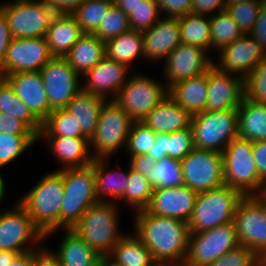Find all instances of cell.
I'll use <instances>...</instances> for the list:
<instances>
[{
	"instance_id": "obj_1",
	"label": "cell",
	"mask_w": 266,
	"mask_h": 266,
	"mask_svg": "<svg viewBox=\"0 0 266 266\" xmlns=\"http://www.w3.org/2000/svg\"><path fill=\"white\" fill-rule=\"evenodd\" d=\"M134 212V234L150 250L154 261L184 264L188 252V223L160 217L145 209Z\"/></svg>"
},
{
	"instance_id": "obj_2",
	"label": "cell",
	"mask_w": 266,
	"mask_h": 266,
	"mask_svg": "<svg viewBox=\"0 0 266 266\" xmlns=\"http://www.w3.org/2000/svg\"><path fill=\"white\" fill-rule=\"evenodd\" d=\"M64 195L63 169L48 172L18 201L45 239L59 230V213ZM48 236V237H47Z\"/></svg>"
},
{
	"instance_id": "obj_3",
	"label": "cell",
	"mask_w": 266,
	"mask_h": 266,
	"mask_svg": "<svg viewBox=\"0 0 266 266\" xmlns=\"http://www.w3.org/2000/svg\"><path fill=\"white\" fill-rule=\"evenodd\" d=\"M117 203L103 202L92 205L73 225V230L101 257H106L125 235L120 232Z\"/></svg>"
},
{
	"instance_id": "obj_4",
	"label": "cell",
	"mask_w": 266,
	"mask_h": 266,
	"mask_svg": "<svg viewBox=\"0 0 266 266\" xmlns=\"http://www.w3.org/2000/svg\"><path fill=\"white\" fill-rule=\"evenodd\" d=\"M64 195L59 213V229H71L99 200L95 187L94 161L84 167L63 169Z\"/></svg>"
},
{
	"instance_id": "obj_5",
	"label": "cell",
	"mask_w": 266,
	"mask_h": 266,
	"mask_svg": "<svg viewBox=\"0 0 266 266\" xmlns=\"http://www.w3.org/2000/svg\"><path fill=\"white\" fill-rule=\"evenodd\" d=\"M243 197L240 191L227 185L199 192L188 221L189 233L203 232L233 222Z\"/></svg>"
},
{
	"instance_id": "obj_6",
	"label": "cell",
	"mask_w": 266,
	"mask_h": 266,
	"mask_svg": "<svg viewBox=\"0 0 266 266\" xmlns=\"http://www.w3.org/2000/svg\"><path fill=\"white\" fill-rule=\"evenodd\" d=\"M252 147V141L238 136L222 152L224 183L244 196L259 195L264 185L257 171Z\"/></svg>"
},
{
	"instance_id": "obj_7",
	"label": "cell",
	"mask_w": 266,
	"mask_h": 266,
	"mask_svg": "<svg viewBox=\"0 0 266 266\" xmlns=\"http://www.w3.org/2000/svg\"><path fill=\"white\" fill-rule=\"evenodd\" d=\"M13 38L44 37L60 13L45 0H13L0 4Z\"/></svg>"
},
{
	"instance_id": "obj_8",
	"label": "cell",
	"mask_w": 266,
	"mask_h": 266,
	"mask_svg": "<svg viewBox=\"0 0 266 266\" xmlns=\"http://www.w3.org/2000/svg\"><path fill=\"white\" fill-rule=\"evenodd\" d=\"M238 126V108L219 112L205 110L192 115L194 148L222 153L238 137Z\"/></svg>"
},
{
	"instance_id": "obj_9",
	"label": "cell",
	"mask_w": 266,
	"mask_h": 266,
	"mask_svg": "<svg viewBox=\"0 0 266 266\" xmlns=\"http://www.w3.org/2000/svg\"><path fill=\"white\" fill-rule=\"evenodd\" d=\"M133 122L115 100L108 99L101 109L95 134L90 139L93 157L111 158L122 146L126 148Z\"/></svg>"
},
{
	"instance_id": "obj_10",
	"label": "cell",
	"mask_w": 266,
	"mask_h": 266,
	"mask_svg": "<svg viewBox=\"0 0 266 266\" xmlns=\"http://www.w3.org/2000/svg\"><path fill=\"white\" fill-rule=\"evenodd\" d=\"M167 96V85L135 72L130 75L114 100L134 122H142Z\"/></svg>"
},
{
	"instance_id": "obj_11",
	"label": "cell",
	"mask_w": 266,
	"mask_h": 266,
	"mask_svg": "<svg viewBox=\"0 0 266 266\" xmlns=\"http://www.w3.org/2000/svg\"><path fill=\"white\" fill-rule=\"evenodd\" d=\"M12 207L0 211V250L21 254L38 249L45 236L18 201Z\"/></svg>"
},
{
	"instance_id": "obj_12",
	"label": "cell",
	"mask_w": 266,
	"mask_h": 266,
	"mask_svg": "<svg viewBox=\"0 0 266 266\" xmlns=\"http://www.w3.org/2000/svg\"><path fill=\"white\" fill-rule=\"evenodd\" d=\"M234 221L198 233H189L183 266H207L239 246Z\"/></svg>"
},
{
	"instance_id": "obj_13",
	"label": "cell",
	"mask_w": 266,
	"mask_h": 266,
	"mask_svg": "<svg viewBox=\"0 0 266 266\" xmlns=\"http://www.w3.org/2000/svg\"><path fill=\"white\" fill-rule=\"evenodd\" d=\"M181 169L184 185L197 193L225 185L221 152L194 148L181 160Z\"/></svg>"
},
{
	"instance_id": "obj_14",
	"label": "cell",
	"mask_w": 266,
	"mask_h": 266,
	"mask_svg": "<svg viewBox=\"0 0 266 266\" xmlns=\"http://www.w3.org/2000/svg\"><path fill=\"white\" fill-rule=\"evenodd\" d=\"M237 239L256 255L266 248V204L258 195L244 196L234 216Z\"/></svg>"
},
{
	"instance_id": "obj_15",
	"label": "cell",
	"mask_w": 266,
	"mask_h": 266,
	"mask_svg": "<svg viewBox=\"0 0 266 266\" xmlns=\"http://www.w3.org/2000/svg\"><path fill=\"white\" fill-rule=\"evenodd\" d=\"M40 73L49 107L52 110L65 108L82 89L80 75L74 71L65 58L53 57L40 70Z\"/></svg>"
},
{
	"instance_id": "obj_16",
	"label": "cell",
	"mask_w": 266,
	"mask_h": 266,
	"mask_svg": "<svg viewBox=\"0 0 266 266\" xmlns=\"http://www.w3.org/2000/svg\"><path fill=\"white\" fill-rule=\"evenodd\" d=\"M52 58L45 36L13 38L0 70L4 75L40 71Z\"/></svg>"
},
{
	"instance_id": "obj_17",
	"label": "cell",
	"mask_w": 266,
	"mask_h": 266,
	"mask_svg": "<svg viewBox=\"0 0 266 266\" xmlns=\"http://www.w3.org/2000/svg\"><path fill=\"white\" fill-rule=\"evenodd\" d=\"M208 53L198 46L180 43L164 61L163 75L167 87L170 89L180 81L206 73L213 66Z\"/></svg>"
},
{
	"instance_id": "obj_18",
	"label": "cell",
	"mask_w": 266,
	"mask_h": 266,
	"mask_svg": "<svg viewBox=\"0 0 266 266\" xmlns=\"http://www.w3.org/2000/svg\"><path fill=\"white\" fill-rule=\"evenodd\" d=\"M217 53L219 61H214L213 66L222 73L238 75L243 79L260 62L266 60V52L249 34H244Z\"/></svg>"
},
{
	"instance_id": "obj_19",
	"label": "cell",
	"mask_w": 266,
	"mask_h": 266,
	"mask_svg": "<svg viewBox=\"0 0 266 266\" xmlns=\"http://www.w3.org/2000/svg\"><path fill=\"white\" fill-rule=\"evenodd\" d=\"M197 195L196 191L185 185L155 188L145 210L160 217H169L188 223Z\"/></svg>"
},
{
	"instance_id": "obj_20",
	"label": "cell",
	"mask_w": 266,
	"mask_h": 266,
	"mask_svg": "<svg viewBox=\"0 0 266 266\" xmlns=\"http://www.w3.org/2000/svg\"><path fill=\"white\" fill-rule=\"evenodd\" d=\"M208 98L206 111H226L238 108L244 98V79L222 73L212 66L207 71Z\"/></svg>"
},
{
	"instance_id": "obj_21",
	"label": "cell",
	"mask_w": 266,
	"mask_h": 266,
	"mask_svg": "<svg viewBox=\"0 0 266 266\" xmlns=\"http://www.w3.org/2000/svg\"><path fill=\"white\" fill-rule=\"evenodd\" d=\"M130 69L127 65L115 62L105 56L95 67L83 75L86 83H83L82 90L114 100L122 86L128 81ZM110 95L113 97H109Z\"/></svg>"
},
{
	"instance_id": "obj_22",
	"label": "cell",
	"mask_w": 266,
	"mask_h": 266,
	"mask_svg": "<svg viewBox=\"0 0 266 266\" xmlns=\"http://www.w3.org/2000/svg\"><path fill=\"white\" fill-rule=\"evenodd\" d=\"M5 80L10 84L16 96L43 123L53 110L49 107L40 71L12 73L5 75Z\"/></svg>"
},
{
	"instance_id": "obj_23",
	"label": "cell",
	"mask_w": 266,
	"mask_h": 266,
	"mask_svg": "<svg viewBox=\"0 0 266 266\" xmlns=\"http://www.w3.org/2000/svg\"><path fill=\"white\" fill-rule=\"evenodd\" d=\"M142 33L147 61H165L181 43L178 18L161 17L150 29Z\"/></svg>"
},
{
	"instance_id": "obj_24",
	"label": "cell",
	"mask_w": 266,
	"mask_h": 266,
	"mask_svg": "<svg viewBox=\"0 0 266 266\" xmlns=\"http://www.w3.org/2000/svg\"><path fill=\"white\" fill-rule=\"evenodd\" d=\"M48 144L55 158L62 165L61 169L91 165L94 157L87 137H37Z\"/></svg>"
},
{
	"instance_id": "obj_25",
	"label": "cell",
	"mask_w": 266,
	"mask_h": 266,
	"mask_svg": "<svg viewBox=\"0 0 266 266\" xmlns=\"http://www.w3.org/2000/svg\"><path fill=\"white\" fill-rule=\"evenodd\" d=\"M191 117L183 107H180L170 96H167L142 122L156 134H170L189 128Z\"/></svg>"
},
{
	"instance_id": "obj_26",
	"label": "cell",
	"mask_w": 266,
	"mask_h": 266,
	"mask_svg": "<svg viewBox=\"0 0 266 266\" xmlns=\"http://www.w3.org/2000/svg\"><path fill=\"white\" fill-rule=\"evenodd\" d=\"M106 101L105 97L81 89L65 107L74 116L82 134L89 140L95 134L99 115Z\"/></svg>"
},
{
	"instance_id": "obj_27",
	"label": "cell",
	"mask_w": 266,
	"mask_h": 266,
	"mask_svg": "<svg viewBox=\"0 0 266 266\" xmlns=\"http://www.w3.org/2000/svg\"><path fill=\"white\" fill-rule=\"evenodd\" d=\"M108 159L109 158L94 159L96 194L99 201L110 203L115 202L118 204V201L121 199L129 185V166L127 171L124 172L121 170L119 171L118 169L116 171L108 170L107 164L110 165ZM105 196H109V199Z\"/></svg>"
},
{
	"instance_id": "obj_28",
	"label": "cell",
	"mask_w": 266,
	"mask_h": 266,
	"mask_svg": "<svg viewBox=\"0 0 266 266\" xmlns=\"http://www.w3.org/2000/svg\"><path fill=\"white\" fill-rule=\"evenodd\" d=\"M207 86L206 72L174 84L169 89V96L192 116L205 111L208 98Z\"/></svg>"
},
{
	"instance_id": "obj_29",
	"label": "cell",
	"mask_w": 266,
	"mask_h": 266,
	"mask_svg": "<svg viewBox=\"0 0 266 266\" xmlns=\"http://www.w3.org/2000/svg\"><path fill=\"white\" fill-rule=\"evenodd\" d=\"M83 34L72 14H60L45 37L52 56L64 58Z\"/></svg>"
},
{
	"instance_id": "obj_30",
	"label": "cell",
	"mask_w": 266,
	"mask_h": 266,
	"mask_svg": "<svg viewBox=\"0 0 266 266\" xmlns=\"http://www.w3.org/2000/svg\"><path fill=\"white\" fill-rule=\"evenodd\" d=\"M105 56V42L95 34L84 33L64 58L76 73L83 76Z\"/></svg>"
},
{
	"instance_id": "obj_31",
	"label": "cell",
	"mask_w": 266,
	"mask_h": 266,
	"mask_svg": "<svg viewBox=\"0 0 266 266\" xmlns=\"http://www.w3.org/2000/svg\"><path fill=\"white\" fill-rule=\"evenodd\" d=\"M62 241L53 253L61 266H97L101 256L71 229H64Z\"/></svg>"
},
{
	"instance_id": "obj_32",
	"label": "cell",
	"mask_w": 266,
	"mask_h": 266,
	"mask_svg": "<svg viewBox=\"0 0 266 266\" xmlns=\"http://www.w3.org/2000/svg\"><path fill=\"white\" fill-rule=\"evenodd\" d=\"M118 266H154L147 246L134 234H126L114 245L106 256Z\"/></svg>"
},
{
	"instance_id": "obj_33",
	"label": "cell",
	"mask_w": 266,
	"mask_h": 266,
	"mask_svg": "<svg viewBox=\"0 0 266 266\" xmlns=\"http://www.w3.org/2000/svg\"><path fill=\"white\" fill-rule=\"evenodd\" d=\"M153 146L147 155L154 160L170 157L181 161L194 149L192 128L170 134L158 133Z\"/></svg>"
},
{
	"instance_id": "obj_34",
	"label": "cell",
	"mask_w": 266,
	"mask_h": 266,
	"mask_svg": "<svg viewBox=\"0 0 266 266\" xmlns=\"http://www.w3.org/2000/svg\"><path fill=\"white\" fill-rule=\"evenodd\" d=\"M238 136L249 141H266V104L248 101L238 107Z\"/></svg>"
},
{
	"instance_id": "obj_35",
	"label": "cell",
	"mask_w": 266,
	"mask_h": 266,
	"mask_svg": "<svg viewBox=\"0 0 266 266\" xmlns=\"http://www.w3.org/2000/svg\"><path fill=\"white\" fill-rule=\"evenodd\" d=\"M105 52L108 59L132 68L133 60L138 57L145 59L143 33L132 29L122 33L105 42Z\"/></svg>"
},
{
	"instance_id": "obj_36",
	"label": "cell",
	"mask_w": 266,
	"mask_h": 266,
	"mask_svg": "<svg viewBox=\"0 0 266 266\" xmlns=\"http://www.w3.org/2000/svg\"><path fill=\"white\" fill-rule=\"evenodd\" d=\"M182 44L198 46L211 51L210 17L188 13L178 18Z\"/></svg>"
},
{
	"instance_id": "obj_37",
	"label": "cell",
	"mask_w": 266,
	"mask_h": 266,
	"mask_svg": "<svg viewBox=\"0 0 266 266\" xmlns=\"http://www.w3.org/2000/svg\"><path fill=\"white\" fill-rule=\"evenodd\" d=\"M0 112L21 120L37 136L42 129V123L32 114L22 100L16 96V93L5 79L0 84Z\"/></svg>"
},
{
	"instance_id": "obj_38",
	"label": "cell",
	"mask_w": 266,
	"mask_h": 266,
	"mask_svg": "<svg viewBox=\"0 0 266 266\" xmlns=\"http://www.w3.org/2000/svg\"><path fill=\"white\" fill-rule=\"evenodd\" d=\"M37 137H85L74 116L65 108L53 110L42 123Z\"/></svg>"
},
{
	"instance_id": "obj_39",
	"label": "cell",
	"mask_w": 266,
	"mask_h": 266,
	"mask_svg": "<svg viewBox=\"0 0 266 266\" xmlns=\"http://www.w3.org/2000/svg\"><path fill=\"white\" fill-rule=\"evenodd\" d=\"M211 49L219 51L244 35L226 10L210 16Z\"/></svg>"
},
{
	"instance_id": "obj_40",
	"label": "cell",
	"mask_w": 266,
	"mask_h": 266,
	"mask_svg": "<svg viewBox=\"0 0 266 266\" xmlns=\"http://www.w3.org/2000/svg\"><path fill=\"white\" fill-rule=\"evenodd\" d=\"M113 4V0H86L72 15L83 33L93 34Z\"/></svg>"
},
{
	"instance_id": "obj_41",
	"label": "cell",
	"mask_w": 266,
	"mask_h": 266,
	"mask_svg": "<svg viewBox=\"0 0 266 266\" xmlns=\"http://www.w3.org/2000/svg\"><path fill=\"white\" fill-rule=\"evenodd\" d=\"M129 185L123 193L120 200L124 201L129 207L132 206L135 211L145 209L150 203L153 187L138 171L132 169L129 165Z\"/></svg>"
},
{
	"instance_id": "obj_42",
	"label": "cell",
	"mask_w": 266,
	"mask_h": 266,
	"mask_svg": "<svg viewBox=\"0 0 266 266\" xmlns=\"http://www.w3.org/2000/svg\"><path fill=\"white\" fill-rule=\"evenodd\" d=\"M37 141L36 134L0 133V170L20 157Z\"/></svg>"
},
{
	"instance_id": "obj_43",
	"label": "cell",
	"mask_w": 266,
	"mask_h": 266,
	"mask_svg": "<svg viewBox=\"0 0 266 266\" xmlns=\"http://www.w3.org/2000/svg\"><path fill=\"white\" fill-rule=\"evenodd\" d=\"M150 184L153 189L184 185L181 161L170 157L158 160L150 171Z\"/></svg>"
},
{
	"instance_id": "obj_44",
	"label": "cell",
	"mask_w": 266,
	"mask_h": 266,
	"mask_svg": "<svg viewBox=\"0 0 266 266\" xmlns=\"http://www.w3.org/2000/svg\"><path fill=\"white\" fill-rule=\"evenodd\" d=\"M130 29L129 16L113 4L93 34L106 42Z\"/></svg>"
},
{
	"instance_id": "obj_45",
	"label": "cell",
	"mask_w": 266,
	"mask_h": 266,
	"mask_svg": "<svg viewBox=\"0 0 266 266\" xmlns=\"http://www.w3.org/2000/svg\"><path fill=\"white\" fill-rule=\"evenodd\" d=\"M266 0H253L226 5L225 10L236 22L244 34H249L255 25L262 6Z\"/></svg>"
},
{
	"instance_id": "obj_46",
	"label": "cell",
	"mask_w": 266,
	"mask_h": 266,
	"mask_svg": "<svg viewBox=\"0 0 266 266\" xmlns=\"http://www.w3.org/2000/svg\"><path fill=\"white\" fill-rule=\"evenodd\" d=\"M156 136L143 122H133L125 149L130 156L146 155L154 147Z\"/></svg>"
},
{
	"instance_id": "obj_47",
	"label": "cell",
	"mask_w": 266,
	"mask_h": 266,
	"mask_svg": "<svg viewBox=\"0 0 266 266\" xmlns=\"http://www.w3.org/2000/svg\"><path fill=\"white\" fill-rule=\"evenodd\" d=\"M244 97L254 103L266 104V60L244 78Z\"/></svg>"
},
{
	"instance_id": "obj_48",
	"label": "cell",
	"mask_w": 266,
	"mask_h": 266,
	"mask_svg": "<svg viewBox=\"0 0 266 266\" xmlns=\"http://www.w3.org/2000/svg\"><path fill=\"white\" fill-rule=\"evenodd\" d=\"M161 13L155 0H143L129 15V24L132 30L146 31L160 18Z\"/></svg>"
},
{
	"instance_id": "obj_49",
	"label": "cell",
	"mask_w": 266,
	"mask_h": 266,
	"mask_svg": "<svg viewBox=\"0 0 266 266\" xmlns=\"http://www.w3.org/2000/svg\"><path fill=\"white\" fill-rule=\"evenodd\" d=\"M257 255L244 245L226 252L207 266H257Z\"/></svg>"
},
{
	"instance_id": "obj_50",
	"label": "cell",
	"mask_w": 266,
	"mask_h": 266,
	"mask_svg": "<svg viewBox=\"0 0 266 266\" xmlns=\"http://www.w3.org/2000/svg\"><path fill=\"white\" fill-rule=\"evenodd\" d=\"M163 17L179 18L191 13L192 0H155Z\"/></svg>"
},
{
	"instance_id": "obj_51",
	"label": "cell",
	"mask_w": 266,
	"mask_h": 266,
	"mask_svg": "<svg viewBox=\"0 0 266 266\" xmlns=\"http://www.w3.org/2000/svg\"><path fill=\"white\" fill-rule=\"evenodd\" d=\"M0 133L35 134L24 122L0 112Z\"/></svg>"
},
{
	"instance_id": "obj_52",
	"label": "cell",
	"mask_w": 266,
	"mask_h": 266,
	"mask_svg": "<svg viewBox=\"0 0 266 266\" xmlns=\"http://www.w3.org/2000/svg\"><path fill=\"white\" fill-rule=\"evenodd\" d=\"M225 7L224 0H192L191 13L210 17L217 12L224 11Z\"/></svg>"
},
{
	"instance_id": "obj_53",
	"label": "cell",
	"mask_w": 266,
	"mask_h": 266,
	"mask_svg": "<svg viewBox=\"0 0 266 266\" xmlns=\"http://www.w3.org/2000/svg\"><path fill=\"white\" fill-rule=\"evenodd\" d=\"M156 162L157 161L154 160L150 155L146 154L139 156H130L128 164L132 169L145 176L150 183V171L154 169Z\"/></svg>"
},
{
	"instance_id": "obj_54",
	"label": "cell",
	"mask_w": 266,
	"mask_h": 266,
	"mask_svg": "<svg viewBox=\"0 0 266 266\" xmlns=\"http://www.w3.org/2000/svg\"><path fill=\"white\" fill-rule=\"evenodd\" d=\"M33 250V258L31 266H61L59 259L49 248H42Z\"/></svg>"
},
{
	"instance_id": "obj_55",
	"label": "cell",
	"mask_w": 266,
	"mask_h": 266,
	"mask_svg": "<svg viewBox=\"0 0 266 266\" xmlns=\"http://www.w3.org/2000/svg\"><path fill=\"white\" fill-rule=\"evenodd\" d=\"M249 35L253 37L266 52V3L260 9L258 19L249 32Z\"/></svg>"
},
{
	"instance_id": "obj_56",
	"label": "cell",
	"mask_w": 266,
	"mask_h": 266,
	"mask_svg": "<svg viewBox=\"0 0 266 266\" xmlns=\"http://www.w3.org/2000/svg\"><path fill=\"white\" fill-rule=\"evenodd\" d=\"M253 156L260 179L266 182V141L253 142Z\"/></svg>"
},
{
	"instance_id": "obj_57",
	"label": "cell",
	"mask_w": 266,
	"mask_h": 266,
	"mask_svg": "<svg viewBox=\"0 0 266 266\" xmlns=\"http://www.w3.org/2000/svg\"><path fill=\"white\" fill-rule=\"evenodd\" d=\"M13 37L5 15L0 11V66L6 56V52Z\"/></svg>"
},
{
	"instance_id": "obj_58",
	"label": "cell",
	"mask_w": 266,
	"mask_h": 266,
	"mask_svg": "<svg viewBox=\"0 0 266 266\" xmlns=\"http://www.w3.org/2000/svg\"><path fill=\"white\" fill-rule=\"evenodd\" d=\"M46 3L60 14H72L86 0H45Z\"/></svg>"
},
{
	"instance_id": "obj_59",
	"label": "cell",
	"mask_w": 266,
	"mask_h": 266,
	"mask_svg": "<svg viewBox=\"0 0 266 266\" xmlns=\"http://www.w3.org/2000/svg\"><path fill=\"white\" fill-rule=\"evenodd\" d=\"M114 4L119 7L124 13L128 16L134 12L136 7L143 1V0H113Z\"/></svg>"
},
{
	"instance_id": "obj_60",
	"label": "cell",
	"mask_w": 266,
	"mask_h": 266,
	"mask_svg": "<svg viewBox=\"0 0 266 266\" xmlns=\"http://www.w3.org/2000/svg\"><path fill=\"white\" fill-rule=\"evenodd\" d=\"M33 250L18 254L11 262L10 266H31Z\"/></svg>"
},
{
	"instance_id": "obj_61",
	"label": "cell",
	"mask_w": 266,
	"mask_h": 266,
	"mask_svg": "<svg viewBox=\"0 0 266 266\" xmlns=\"http://www.w3.org/2000/svg\"><path fill=\"white\" fill-rule=\"evenodd\" d=\"M19 253L0 250V266H10L11 262Z\"/></svg>"
},
{
	"instance_id": "obj_62",
	"label": "cell",
	"mask_w": 266,
	"mask_h": 266,
	"mask_svg": "<svg viewBox=\"0 0 266 266\" xmlns=\"http://www.w3.org/2000/svg\"><path fill=\"white\" fill-rule=\"evenodd\" d=\"M257 259L258 266H266V248L257 255Z\"/></svg>"
},
{
	"instance_id": "obj_63",
	"label": "cell",
	"mask_w": 266,
	"mask_h": 266,
	"mask_svg": "<svg viewBox=\"0 0 266 266\" xmlns=\"http://www.w3.org/2000/svg\"><path fill=\"white\" fill-rule=\"evenodd\" d=\"M97 266H118L114 264L111 260H109L107 257H101Z\"/></svg>"
},
{
	"instance_id": "obj_64",
	"label": "cell",
	"mask_w": 266,
	"mask_h": 266,
	"mask_svg": "<svg viewBox=\"0 0 266 266\" xmlns=\"http://www.w3.org/2000/svg\"><path fill=\"white\" fill-rule=\"evenodd\" d=\"M5 182H4V179L2 177V175L0 174V202L2 201V199L4 198V195H5ZM1 204V203H0Z\"/></svg>"
},
{
	"instance_id": "obj_65",
	"label": "cell",
	"mask_w": 266,
	"mask_h": 266,
	"mask_svg": "<svg viewBox=\"0 0 266 266\" xmlns=\"http://www.w3.org/2000/svg\"><path fill=\"white\" fill-rule=\"evenodd\" d=\"M266 204V182L264 183L262 187L261 193L258 195Z\"/></svg>"
},
{
	"instance_id": "obj_66",
	"label": "cell",
	"mask_w": 266,
	"mask_h": 266,
	"mask_svg": "<svg viewBox=\"0 0 266 266\" xmlns=\"http://www.w3.org/2000/svg\"><path fill=\"white\" fill-rule=\"evenodd\" d=\"M247 1H253V0H224L226 5L238 4L240 2H247Z\"/></svg>"
},
{
	"instance_id": "obj_67",
	"label": "cell",
	"mask_w": 266,
	"mask_h": 266,
	"mask_svg": "<svg viewBox=\"0 0 266 266\" xmlns=\"http://www.w3.org/2000/svg\"><path fill=\"white\" fill-rule=\"evenodd\" d=\"M154 266H183V264H176V263H156Z\"/></svg>"
},
{
	"instance_id": "obj_68",
	"label": "cell",
	"mask_w": 266,
	"mask_h": 266,
	"mask_svg": "<svg viewBox=\"0 0 266 266\" xmlns=\"http://www.w3.org/2000/svg\"><path fill=\"white\" fill-rule=\"evenodd\" d=\"M5 79V75L4 73L0 70V84L2 83V81Z\"/></svg>"
}]
</instances>
